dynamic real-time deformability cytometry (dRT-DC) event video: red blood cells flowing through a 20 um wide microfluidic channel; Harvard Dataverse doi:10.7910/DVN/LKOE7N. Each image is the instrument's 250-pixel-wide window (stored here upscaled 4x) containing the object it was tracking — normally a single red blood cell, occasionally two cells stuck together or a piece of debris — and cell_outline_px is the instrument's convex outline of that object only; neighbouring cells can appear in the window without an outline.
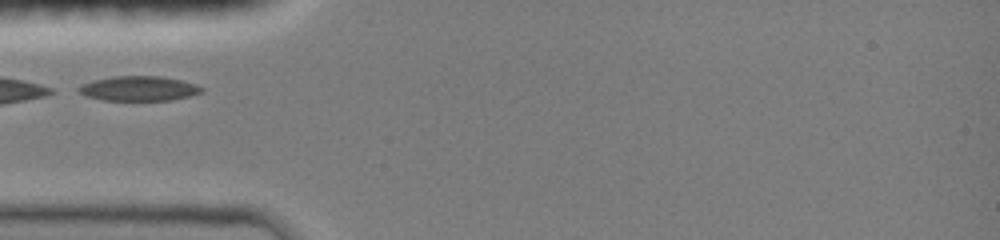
{"species": "common noctule bat (a hibernating species)", "species_latin": "Nyctalus noctula", "temperature_condition": "room temperature", "stored_images_in_passage": 26, "camera_frame_rate_fps": 3000, "um_per_image_px": 0.085, "animal": {"sex": "female", "body_mass_g": 19.0, "forearm_length_mm": 51.5}, "frame": {"image": 1, "passage_image": 1, "time_ms": 0.0, "image_size_px": [1000, 240], "cell_outline_px": [[204, 92], [172, 100], [104, 100], [88, 96], [80, 92], [76, 88], [80, 84], [112, 76], [160, 76], [180, 80], [196, 84], [204, 88]], "centroid_in_image_um": [11.82, 7.52], "position_along_channel_um": 73.2, "area_um2": 17.63}}
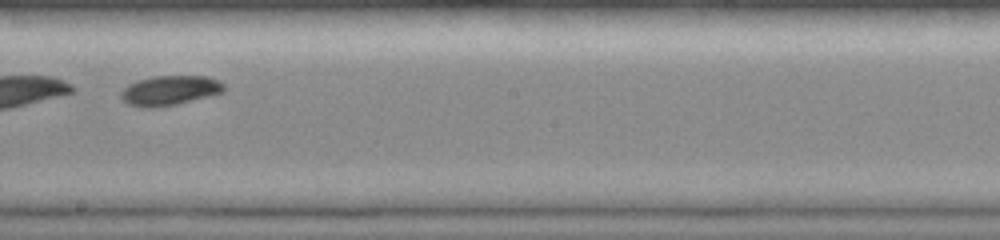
{"frame": {"image": 2, "passage_image": 13, "time_ms": 4.0, "image_size_px": [1000, 240], "cell_outline_px": [[224, 92], [176, 104], [152, 108], [144, 108], [128, 104], [120, 96], [120, 92], [128, 84], [136, 80], [152, 76], [208, 76], [220, 80], [224, 84]], "centroid_in_image_um": [14.42, 7.68], "position_along_channel_um": 233.8, "area_um2": 17.92}}
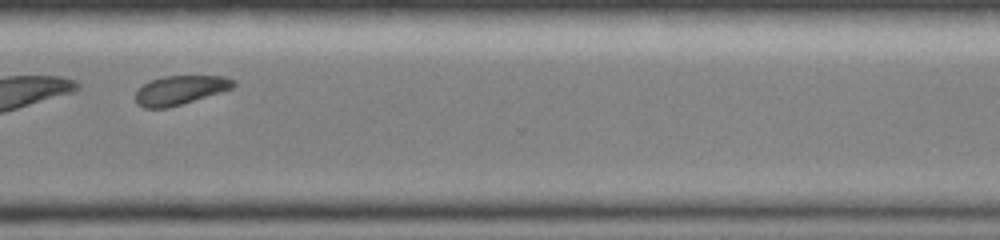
{"frame": {"image": 3, "passage_image": 22, "time_ms": 7.0, "image_size_px": [1000, 240], "cell_outline_px": [[236, 84], [232, 88], [220, 92], [168, 108], [144, 108], [136, 104], [136, 92], [144, 84], [152, 80], [164, 76], [224, 76], [236, 80]], "centroid_in_image_um": [15.32, 7.66], "position_along_channel_um": 355.3, "area_um2": 16.42}}